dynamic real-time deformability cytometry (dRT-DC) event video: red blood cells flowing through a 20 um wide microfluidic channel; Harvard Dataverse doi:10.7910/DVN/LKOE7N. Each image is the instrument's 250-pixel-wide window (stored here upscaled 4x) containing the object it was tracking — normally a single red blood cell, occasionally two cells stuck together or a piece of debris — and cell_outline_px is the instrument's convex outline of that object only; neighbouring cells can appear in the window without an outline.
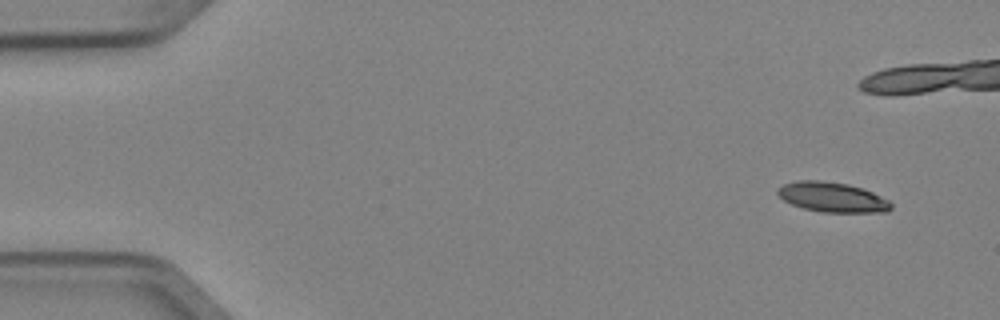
{"species": "Egyptian fruit bat (a non-hibernating species)", "species_latin": "Rousettus aegyptiacus", "temperature_condition": "cold", "stored_images_in_passage": 9, "camera_frame_rate_fps": 3000, "um_per_image_px": 0.085, "animal": {"sex": "female"}, "frame": {"image": 1, "passage_image": 1, "time_ms": 0.0, "image_size_px": [1000, 320], "cell_outline_px": [[892, 208], [888, 212], [820, 212], [804, 208], [792, 204], [784, 200], [776, 192], [776, 188], [784, 184], [796, 180], [820, 180], [848, 184], [864, 188], [888, 200], [892, 204]], "centroid_in_image_um": [70.74, 16.75], "position_along_channel_um": 14.3, "area_um2": 19.83}}